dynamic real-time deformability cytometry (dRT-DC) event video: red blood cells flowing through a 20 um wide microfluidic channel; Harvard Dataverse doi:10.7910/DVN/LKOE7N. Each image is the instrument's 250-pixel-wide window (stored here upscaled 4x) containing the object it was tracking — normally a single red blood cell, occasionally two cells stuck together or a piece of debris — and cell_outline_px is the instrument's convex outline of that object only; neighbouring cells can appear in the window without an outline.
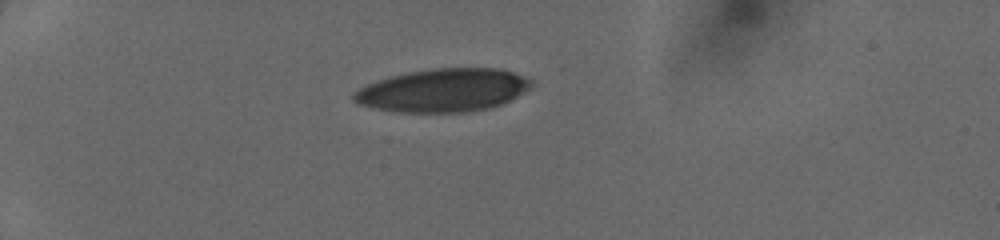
{"species": "human", "species_latin": "Homo sapiens", "temperature_condition": "cold", "stored_images_in_passage": 36, "camera_frame_rate_fps": 3000, "um_per_image_px": 0.085, "donor": {"sex": "female"}, "frame": {"image": 1, "passage_image": 1, "time_ms": 0.0, "image_size_px": [1000, 240], "cell_outline_px": [[536, 84], [516, 96], [492, 108], [464, 112], [392, 112], [372, 108], [356, 104], [352, 100], [352, 92], [368, 84], [392, 76], [408, 72], [436, 68], [496, 68], [512, 72], [532, 80]], "centroid_in_image_um": [37.63, 7.68], "position_along_channel_um": 47.4, "area_um2": 44.62}}
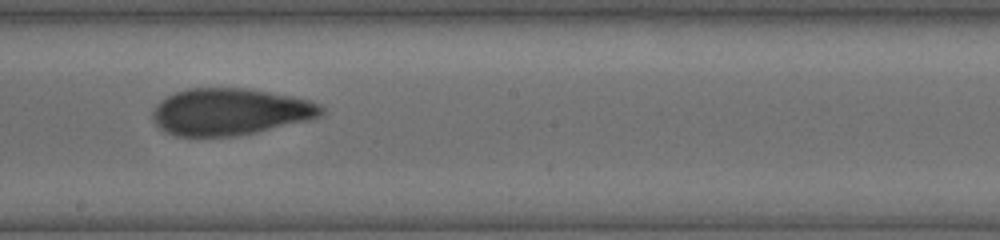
{"frame": {"image": 2, "passage_image": 17, "time_ms": 5.333, "image_size_px": [1000, 240], "cell_outline_px": [[324, 112], [320, 116], [312, 120], [256, 132], [232, 136], [176, 136], [164, 132], [156, 124], [152, 116], [152, 112], [156, 104], [160, 100], [176, 92], [188, 88], [244, 88], [292, 96], [308, 100], [320, 104], [324, 108]], "centroid_in_image_um": [19.56, 9.5], "position_along_channel_um": 228.6, "area_um2": 46.12}}
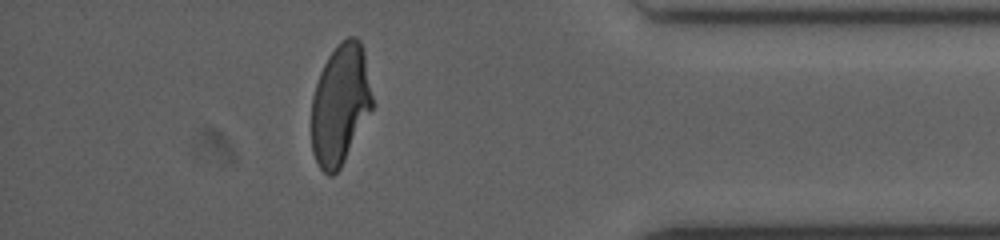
{"frame": {"image": 3, "passage_image": 31, "time_ms": 10.0, "image_size_px": [1000, 240], "cell_outline_px": [[372, 108], [340, 168], [332, 176], [328, 176], [320, 168], [312, 152], [312, 96], [320, 72], [328, 56], [348, 36], [356, 36], [360, 40], [364, 48], [372, 96]], "centroid_in_image_um": [28.91, 8.87], "position_along_channel_um": 406.3, "area_um2": 42.31}}